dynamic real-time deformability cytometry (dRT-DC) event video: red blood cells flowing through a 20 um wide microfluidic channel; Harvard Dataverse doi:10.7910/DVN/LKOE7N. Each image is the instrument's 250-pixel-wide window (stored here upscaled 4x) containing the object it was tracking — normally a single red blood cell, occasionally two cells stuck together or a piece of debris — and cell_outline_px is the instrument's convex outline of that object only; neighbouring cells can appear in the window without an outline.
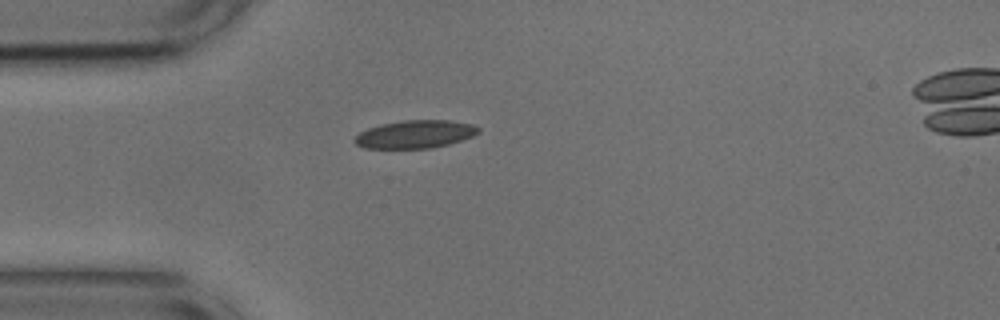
{"species": "common noctule bat (a hibernating species)", "species_latin": "Nyctalus noctula", "temperature_condition": "cold", "stored_images_in_passage": 9, "camera_frame_rate_fps": 3000, "um_per_image_px": 0.085, "animal": {"sex": "male", "body_mass_g": 17.9, "forearm_length_mm": 54.2}, "frame": {"image": 1, "passage_image": 1, "time_ms": 0.0, "image_size_px": [1000, 320], "cell_outline_px": [[480, 132], [472, 136], [448, 144], [428, 148], [364, 148], [356, 144], [352, 140], [360, 132], [368, 128], [380, 124], [404, 120], [448, 120], [472, 124], [480, 128]], "centroid_in_image_um": [35.27, 11.4], "position_along_channel_um": 49.7, "area_um2": 20.06}}